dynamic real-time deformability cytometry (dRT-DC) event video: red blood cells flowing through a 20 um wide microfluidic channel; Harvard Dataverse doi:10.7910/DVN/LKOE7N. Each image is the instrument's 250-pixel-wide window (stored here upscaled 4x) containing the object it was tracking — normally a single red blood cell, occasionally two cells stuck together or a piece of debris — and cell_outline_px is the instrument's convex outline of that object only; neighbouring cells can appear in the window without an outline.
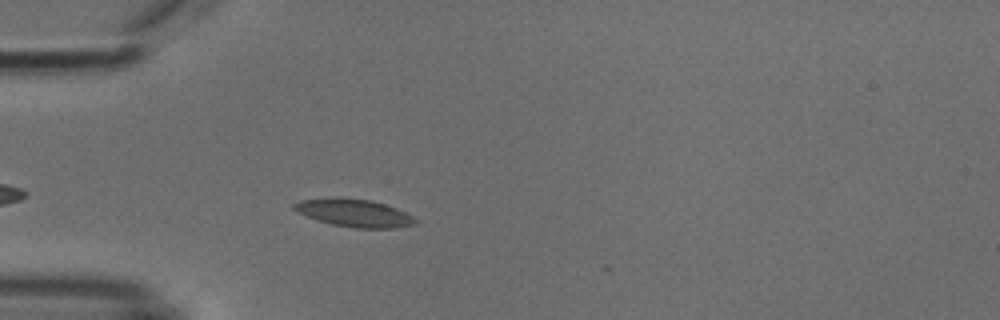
{"species": "common noctule bat (a hibernating species)", "species_latin": "Nyctalus noctula", "temperature_condition": "cold", "stored_images_in_passage": 4, "camera_frame_rate_fps": 3000, "um_per_image_px": 0.085, "animal": {"sex": "male", "body_mass_g": 18.8}, "frame": {"image": 1, "passage_image": 4, "time_ms": 3.333, "image_size_px": [1000, 320], "cell_outline_px": [[416, 224], [396, 228], [356, 228], [332, 224], [296, 212], [292, 208], [292, 204], [300, 200], [336, 196], [340, 196], [372, 200], [396, 208], [412, 216], [416, 220]], "centroid_in_image_um": [30.07, 18.07], "position_along_channel_um": 54.9, "area_um2": 19.71}}